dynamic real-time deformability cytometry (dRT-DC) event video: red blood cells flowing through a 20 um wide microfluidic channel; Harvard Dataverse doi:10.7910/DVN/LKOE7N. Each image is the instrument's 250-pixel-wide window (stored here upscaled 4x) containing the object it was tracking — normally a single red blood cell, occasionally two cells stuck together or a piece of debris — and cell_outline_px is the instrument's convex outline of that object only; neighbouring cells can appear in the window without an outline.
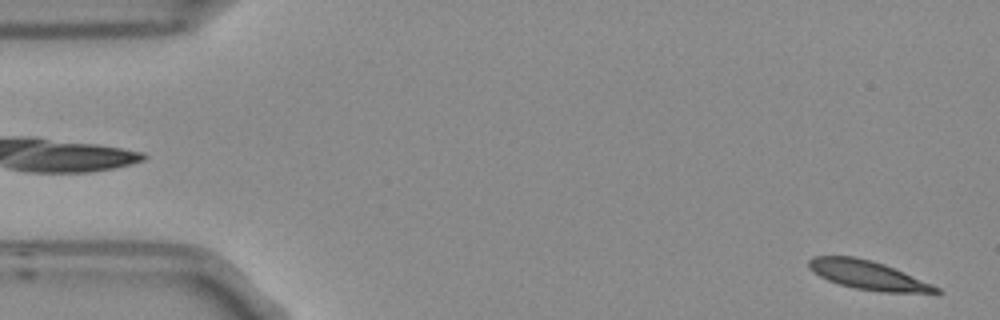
{"species": "Egyptian fruit bat (a non-hibernating species)", "species_latin": "Rousettus aegyptiacus", "temperature_condition": "room temperature", "stored_images_in_passage": 5, "camera_frame_rate_fps": 3000, "um_per_image_px": 0.085, "frame": {"image": 1, "passage_image": 5, "time_ms": 1.333, "image_size_px": [1000, 320], "cell_outline_px": [[944, 292], [880, 292], [856, 288], [840, 284], [828, 280], [820, 276], [808, 268], [808, 260], [812, 256], [852, 256], [872, 260], [884, 264], [932, 284], [940, 288]], "centroid_in_image_um": [73.74, 23.37], "position_along_channel_um": 11.3, "area_um2": 21.1}}